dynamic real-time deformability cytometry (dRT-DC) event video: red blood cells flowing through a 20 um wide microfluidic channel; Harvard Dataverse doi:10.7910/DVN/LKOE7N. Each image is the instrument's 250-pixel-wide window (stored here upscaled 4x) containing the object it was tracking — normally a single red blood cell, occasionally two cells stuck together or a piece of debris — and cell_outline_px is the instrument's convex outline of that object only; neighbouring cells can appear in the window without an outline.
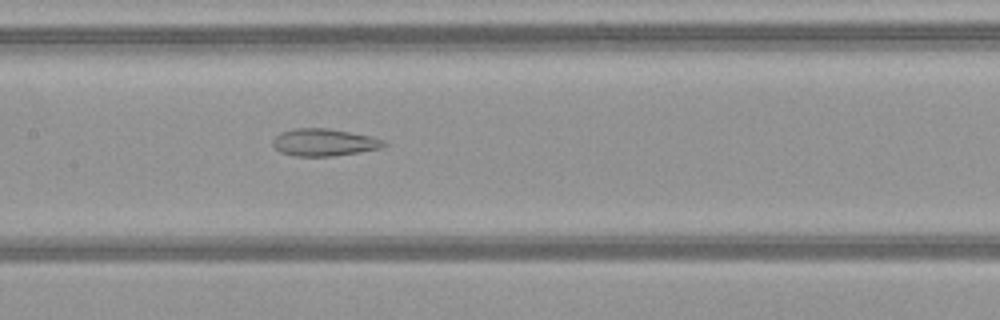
{"species": "common noctule bat (a hibernating species)", "species_latin": "Nyctalus noctula", "temperature_condition": "warm", "stored_images_in_passage": 45, "camera_frame_rate_fps": 3000, "um_per_image_px": 0.085, "animal": {"sex": "female", "body_mass_g": 21.9}, "frame": {"image": 1, "passage_image": 20, "time_ms": 6.333, "image_size_px": [1000, 320], "cell_outline_px": [[388, 144], [384, 148], [360, 152], [332, 156], [296, 156], [280, 152], [272, 144], [272, 140], [280, 132], [296, 128], [328, 128], [372, 136], [384, 140]], "centroid_in_image_um": [27.58, 12.1], "position_along_channel_um": 179.8, "area_um2": 17.8}}
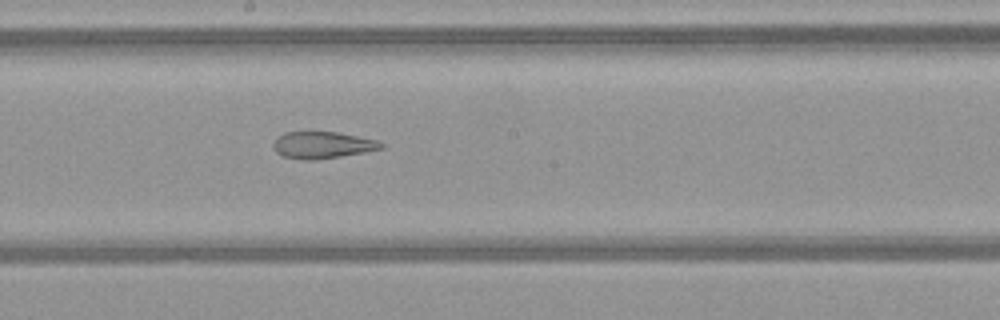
{"frame": {"image": 2, "passage_image": 23, "time_ms": 7.333, "image_size_px": [1000, 320], "cell_outline_px": [[388, 144], [384, 148], [364, 152], [340, 156], [312, 160], [304, 160], [284, 156], [276, 152], [272, 148], [272, 144], [276, 136], [284, 132], [336, 132], [380, 140]], "centroid_in_image_um": [27.43, 12.32], "position_along_channel_um": 220.8, "area_um2": 17.05}}
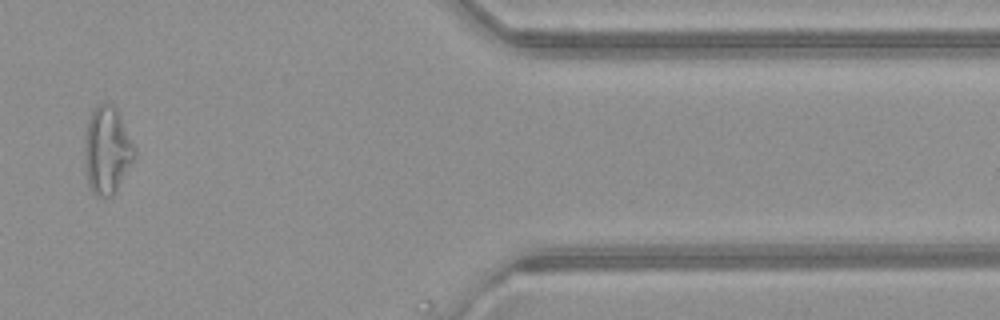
{"frame": {"image": 3, "passage_image": 39, "time_ms": 12.667, "image_size_px": [1000, 320], "cell_outline_px": [[136, 156], [116, 192], [112, 196], [96, 196], [92, 192], [88, 184], [84, 156], [84, 136], [88, 120], [96, 104], [112, 104], [116, 108], [136, 148]], "centroid_in_image_um": [9.1, 12.79], "position_along_channel_um": 402.3, "area_um2": 25.61}}